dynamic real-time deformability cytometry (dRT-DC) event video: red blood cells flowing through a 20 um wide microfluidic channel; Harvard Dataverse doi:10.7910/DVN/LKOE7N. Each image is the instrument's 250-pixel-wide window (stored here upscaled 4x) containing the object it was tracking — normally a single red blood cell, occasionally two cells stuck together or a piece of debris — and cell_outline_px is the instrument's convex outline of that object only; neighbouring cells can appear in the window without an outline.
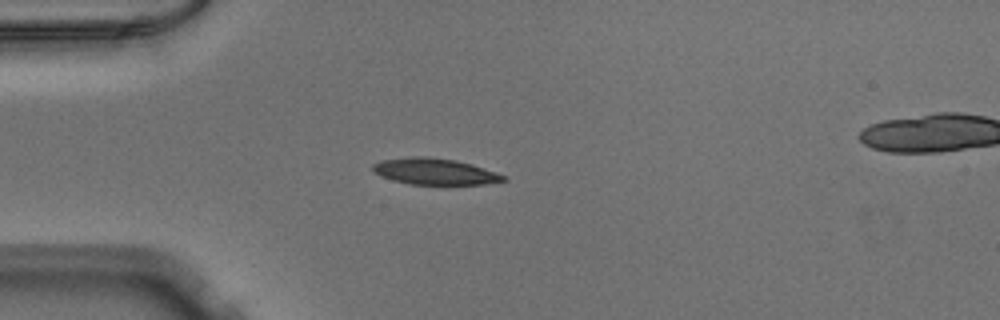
{"species": "Egyptian fruit bat (a non-hibernating species)", "species_latin": "Rousettus aegyptiacus", "temperature_condition": "warm", "stored_images_in_passage": 40, "segment_of_instrument_passage": [1, 2], "camera_frame_rate_fps": 3000, "um_per_image_px": 0.085, "animal": {"sex": "male"}, "frame": {"image": 1, "passage_image": 1, "time_ms": 0.0, "image_size_px": [1000, 320], "cell_outline_px": [[508, 180], [484, 184], [408, 184], [392, 180], [372, 172], [372, 164], [380, 160], [412, 156], [428, 156], [456, 160], [472, 164], [496, 172], [504, 176]], "centroid_in_image_um": [36.91, 14.56], "position_along_channel_um": 48.1, "area_um2": 20.11}}
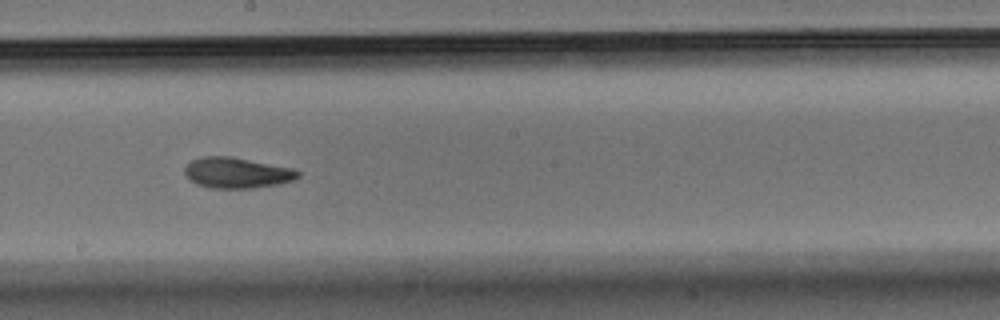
{"frame": {"image": 2, "passage_image": 16, "time_ms": 5.0, "image_size_px": [1000, 320], "cell_outline_px": [[300, 176], [292, 180], [280, 184], [252, 188], [208, 188], [196, 184], [184, 172], [184, 168], [192, 160], [204, 156], [232, 156], [292, 168], [300, 172]], "centroid_in_image_um": [20.14, 14.69], "position_along_channel_um": 228.1, "area_um2": 20.23}}
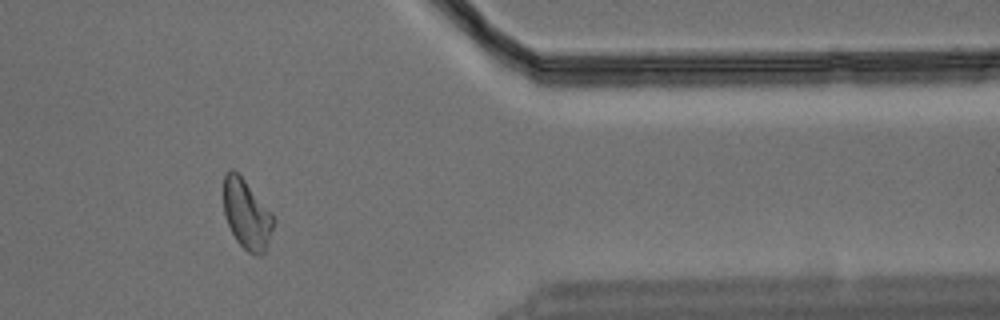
{"frame": {"image": 3, "passage_image": 30, "time_ms": 9.667, "image_size_px": [1000, 320], "cell_outline_px": [[276, 220], [268, 244], [264, 252], [260, 256], [256, 256], [248, 252], [236, 240], [224, 216], [224, 176], [228, 168], [232, 168], [244, 180], [272, 212]], "centroid_in_image_um": [20.99, 18.23], "position_along_channel_um": 390.4, "area_um2": 20.29}}